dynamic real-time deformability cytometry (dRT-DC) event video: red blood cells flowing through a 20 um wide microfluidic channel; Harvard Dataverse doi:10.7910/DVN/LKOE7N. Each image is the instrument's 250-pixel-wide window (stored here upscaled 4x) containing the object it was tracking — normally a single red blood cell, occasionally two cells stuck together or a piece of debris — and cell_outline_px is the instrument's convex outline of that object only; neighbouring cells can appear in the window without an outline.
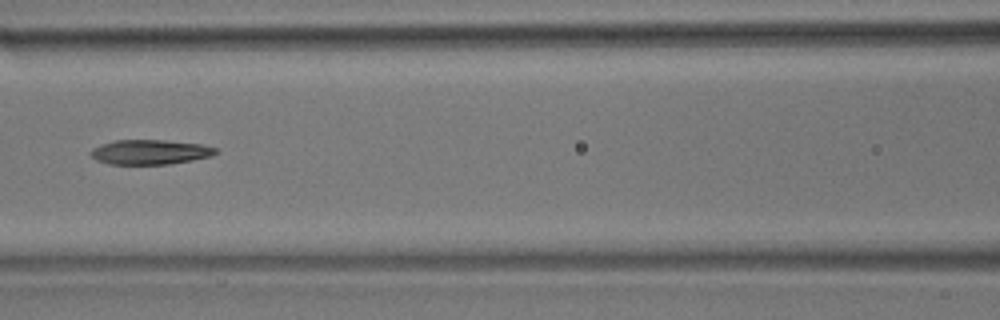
{"species": "common noctule bat (a hibernating species)", "species_latin": "Nyctalus noctula", "temperature_condition": "room temperature", "stored_images_in_passage": 36, "camera_frame_rate_fps": 3000, "um_per_image_px": 0.085, "animal": {"sex": "male", "body_mass_g": 17.9}, "frame": {"image": 1, "passage_image": 21, "time_ms": 6.667, "image_size_px": [1000, 320], "cell_outline_px": [[220, 152], [212, 156], [192, 160], [168, 164], [108, 164], [96, 160], [88, 152], [92, 148], [112, 140], [164, 140], [200, 144], [216, 148]], "centroid_in_image_um": [12.74, 12.92], "position_along_channel_um": 153.9, "area_um2": 18.09}}